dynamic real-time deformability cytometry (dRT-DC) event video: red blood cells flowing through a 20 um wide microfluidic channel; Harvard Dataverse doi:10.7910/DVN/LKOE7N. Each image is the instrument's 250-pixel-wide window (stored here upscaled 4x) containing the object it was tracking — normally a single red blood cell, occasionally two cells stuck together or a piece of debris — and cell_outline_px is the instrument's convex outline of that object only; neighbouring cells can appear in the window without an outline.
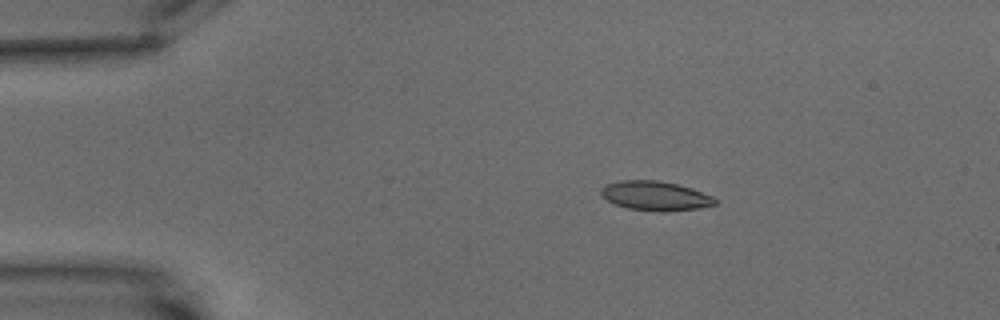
{"species": "common noctule bat (a hibernating species)", "species_latin": "Nyctalus noctula", "temperature_condition": "warm", "stored_images_in_passage": 50, "camera_frame_rate_fps": 3000, "um_per_image_px": 0.085, "animal": {"sex": "male", "body_mass_g": 15.6}, "frame": {"image": 1, "passage_image": 1, "time_ms": 0.0, "image_size_px": [1000, 320], "cell_outline_px": [[716, 204], [700, 208], [664, 212], [660, 212], [628, 208], [612, 204], [600, 196], [600, 188], [604, 184], [620, 180], [656, 180], [676, 184], [692, 188], [712, 196], [716, 200]], "centroid_in_image_um": [55.64, 16.65], "position_along_channel_um": 29.4, "area_um2": 19.77}}
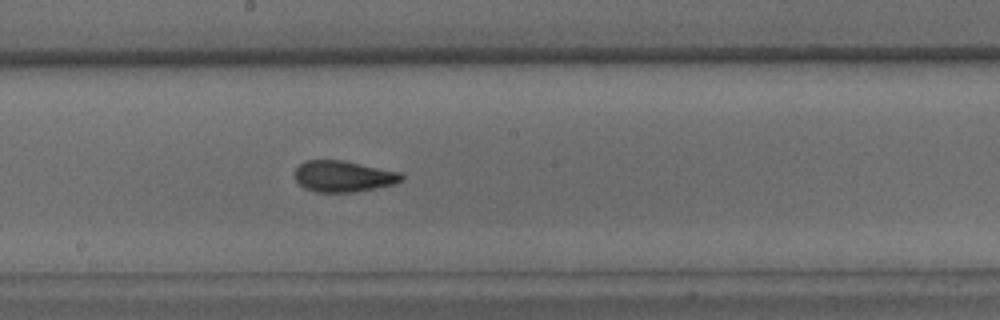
{"frame": {"image": 2, "passage_image": 23, "time_ms": 7.333, "image_size_px": [1000, 320], "cell_outline_px": [[404, 180], [396, 184], [376, 188], [352, 192], [316, 192], [304, 188], [296, 180], [292, 172], [304, 160], [344, 160], [400, 172], [404, 176]], "centroid_in_image_um": [29.18, 14.98], "position_along_channel_um": 219.0, "area_um2": 19.65}}
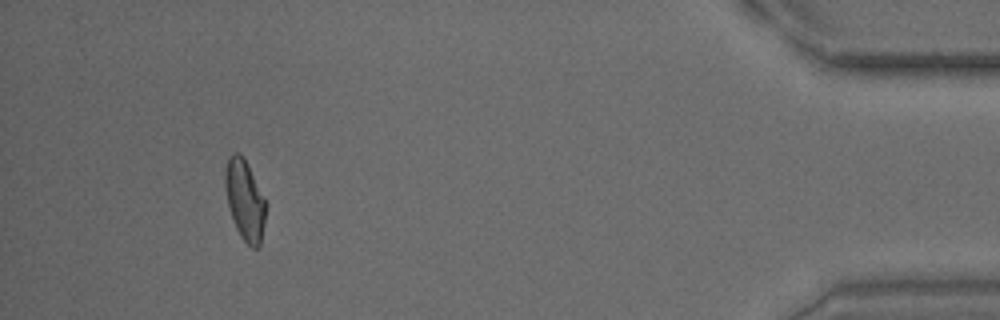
{"frame": {"image": 3, "passage_image": 46, "time_ms": 15.0, "image_size_px": [1000, 320], "cell_outline_px": [[268, 204], [260, 244], [256, 248], [252, 248], [240, 236], [236, 228], [228, 204], [224, 188], [224, 172], [228, 156], [232, 152], [240, 152], [244, 156]], "centroid_in_image_um": [20.81, 16.95], "position_along_channel_um": 414.4, "area_um2": 19.42}, "authors_computed_cell_mechanics": {"area_um2": 19.3052, "velocity_mm_per_s": 3.3694, "shape_relaxation_time_tau1_ms": 10.6398, "shape_relaxation_time_tau2_ms": 1.5501, "deformation_change_tau1": 0.2292, "deformation_change_tau2": 0.085}}